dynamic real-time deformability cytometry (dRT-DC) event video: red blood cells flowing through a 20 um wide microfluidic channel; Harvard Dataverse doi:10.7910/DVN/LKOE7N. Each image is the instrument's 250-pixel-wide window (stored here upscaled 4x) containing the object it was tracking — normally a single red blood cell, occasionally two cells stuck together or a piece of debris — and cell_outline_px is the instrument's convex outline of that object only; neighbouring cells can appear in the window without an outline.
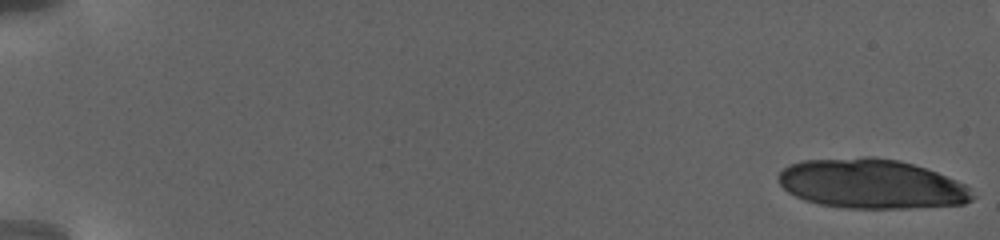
{"species": "human", "species_latin": "Homo sapiens", "temperature_condition": "warm", "stored_images_in_passage": 69, "camera_frame_rate_fps": 3000, "um_per_image_px": 0.085, "donor": {"sex": "female"}, "frame": {"image": 1, "passage_image": 1, "time_ms": 0.0, "image_size_px": [1000, 240], "cell_outline_px": [[976, 196], [972, 200], [964, 204], [908, 208], [844, 208], [820, 204], [804, 200], [788, 192], [776, 180], [776, 176], [788, 164], [800, 160], [864, 156], [872, 156], [900, 160], [936, 172], [956, 180], [964, 184]], "centroid_in_image_um": [74.03, 15.62], "position_along_channel_um": 11.0, "area_um2": 56.36}}